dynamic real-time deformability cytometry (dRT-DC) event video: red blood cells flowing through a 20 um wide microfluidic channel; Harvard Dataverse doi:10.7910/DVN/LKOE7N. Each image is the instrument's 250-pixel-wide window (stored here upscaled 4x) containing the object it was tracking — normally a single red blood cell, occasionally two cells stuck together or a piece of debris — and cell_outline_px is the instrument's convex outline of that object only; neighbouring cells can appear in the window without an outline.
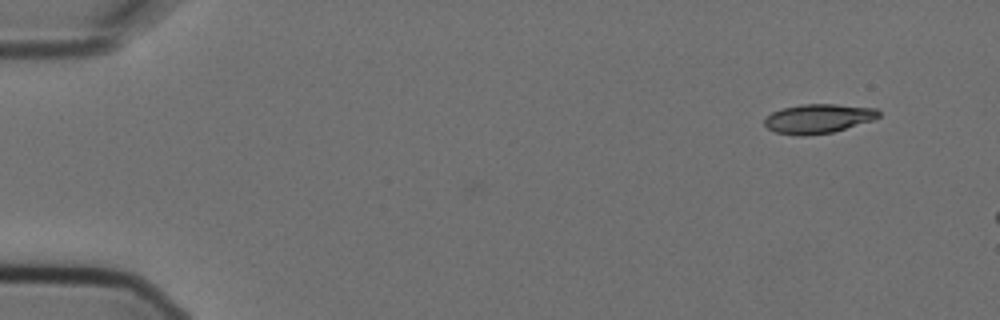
{"species": "Egyptian fruit bat (a non-hibernating species)", "species_latin": "Rousettus aegyptiacus", "temperature_condition": "cold", "stored_images_in_passage": 3, "camera_frame_rate_fps": 3000, "um_per_image_px": 0.085, "animal": {"sex": "female"}, "frame": {"image": 1, "passage_image": 3, "time_ms": 0.667, "image_size_px": [1000, 320], "cell_outline_px": [[880, 116], [872, 120], [832, 132], [808, 136], [804, 136], [776, 132], [768, 128], [764, 124], [764, 120], [772, 112], [784, 108], [800, 104], [836, 104], [876, 108], [880, 112]], "centroid_in_image_um": [69.56, 10.08], "position_along_channel_um": 15.4, "area_um2": 19.31}}